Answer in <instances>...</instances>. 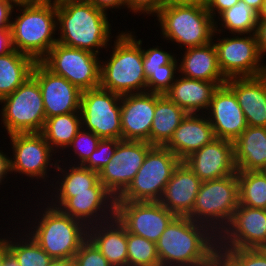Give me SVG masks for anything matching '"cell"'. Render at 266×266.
Returning <instances> with one entry per match:
<instances>
[{"instance_id":"cell-25","label":"cell","mask_w":266,"mask_h":266,"mask_svg":"<svg viewBox=\"0 0 266 266\" xmlns=\"http://www.w3.org/2000/svg\"><path fill=\"white\" fill-rule=\"evenodd\" d=\"M88 239L112 266H128L127 230L116 216L89 226Z\"/></svg>"},{"instance_id":"cell-6","label":"cell","mask_w":266,"mask_h":266,"mask_svg":"<svg viewBox=\"0 0 266 266\" xmlns=\"http://www.w3.org/2000/svg\"><path fill=\"white\" fill-rule=\"evenodd\" d=\"M164 40L187 49L212 42L215 21L206 7L165 4L155 16Z\"/></svg>"},{"instance_id":"cell-48","label":"cell","mask_w":266,"mask_h":266,"mask_svg":"<svg viewBox=\"0 0 266 266\" xmlns=\"http://www.w3.org/2000/svg\"><path fill=\"white\" fill-rule=\"evenodd\" d=\"M8 174H12V172H11V155L9 157L5 151L0 149V185H3L7 182ZM5 179H6V182H4Z\"/></svg>"},{"instance_id":"cell-29","label":"cell","mask_w":266,"mask_h":266,"mask_svg":"<svg viewBox=\"0 0 266 266\" xmlns=\"http://www.w3.org/2000/svg\"><path fill=\"white\" fill-rule=\"evenodd\" d=\"M187 113L165 95L156 93L154 118L150 131V144L165 146L172 138Z\"/></svg>"},{"instance_id":"cell-41","label":"cell","mask_w":266,"mask_h":266,"mask_svg":"<svg viewBox=\"0 0 266 266\" xmlns=\"http://www.w3.org/2000/svg\"><path fill=\"white\" fill-rule=\"evenodd\" d=\"M120 141L121 140L118 139H101L97 149L94 150L83 166L99 173V171L111 160Z\"/></svg>"},{"instance_id":"cell-40","label":"cell","mask_w":266,"mask_h":266,"mask_svg":"<svg viewBox=\"0 0 266 266\" xmlns=\"http://www.w3.org/2000/svg\"><path fill=\"white\" fill-rule=\"evenodd\" d=\"M156 46L150 47L149 49H144V46L142 47L143 66L146 79L155 71L166 70V65L176 57L174 52L171 51L170 53L162 49L163 47Z\"/></svg>"},{"instance_id":"cell-2","label":"cell","mask_w":266,"mask_h":266,"mask_svg":"<svg viewBox=\"0 0 266 266\" xmlns=\"http://www.w3.org/2000/svg\"><path fill=\"white\" fill-rule=\"evenodd\" d=\"M160 266H196L218 252V236L206 225L176 216L156 242Z\"/></svg>"},{"instance_id":"cell-26","label":"cell","mask_w":266,"mask_h":266,"mask_svg":"<svg viewBox=\"0 0 266 266\" xmlns=\"http://www.w3.org/2000/svg\"><path fill=\"white\" fill-rule=\"evenodd\" d=\"M219 86L217 82L196 80L179 74L164 95L186 113L205 114Z\"/></svg>"},{"instance_id":"cell-50","label":"cell","mask_w":266,"mask_h":266,"mask_svg":"<svg viewBox=\"0 0 266 266\" xmlns=\"http://www.w3.org/2000/svg\"><path fill=\"white\" fill-rule=\"evenodd\" d=\"M166 4L206 7L209 0H165Z\"/></svg>"},{"instance_id":"cell-52","label":"cell","mask_w":266,"mask_h":266,"mask_svg":"<svg viewBox=\"0 0 266 266\" xmlns=\"http://www.w3.org/2000/svg\"><path fill=\"white\" fill-rule=\"evenodd\" d=\"M215 266H234L220 251L215 254Z\"/></svg>"},{"instance_id":"cell-23","label":"cell","mask_w":266,"mask_h":266,"mask_svg":"<svg viewBox=\"0 0 266 266\" xmlns=\"http://www.w3.org/2000/svg\"><path fill=\"white\" fill-rule=\"evenodd\" d=\"M201 183L188 165L181 161L167 182L159 202L176 216L187 217L192 212Z\"/></svg>"},{"instance_id":"cell-33","label":"cell","mask_w":266,"mask_h":266,"mask_svg":"<svg viewBox=\"0 0 266 266\" xmlns=\"http://www.w3.org/2000/svg\"><path fill=\"white\" fill-rule=\"evenodd\" d=\"M22 230L23 232H21ZM21 231L20 233L17 232V236L11 232L8 234L9 237L1 236L0 233V238L6 243L9 252L16 259L19 266H48L52 258L45 253L25 229H21ZM11 234L12 237H10Z\"/></svg>"},{"instance_id":"cell-39","label":"cell","mask_w":266,"mask_h":266,"mask_svg":"<svg viewBox=\"0 0 266 266\" xmlns=\"http://www.w3.org/2000/svg\"><path fill=\"white\" fill-rule=\"evenodd\" d=\"M234 266H266V252L261 249H218Z\"/></svg>"},{"instance_id":"cell-37","label":"cell","mask_w":266,"mask_h":266,"mask_svg":"<svg viewBox=\"0 0 266 266\" xmlns=\"http://www.w3.org/2000/svg\"><path fill=\"white\" fill-rule=\"evenodd\" d=\"M100 141L101 138L95 135L93 132L81 128L78 131L77 135L73 138L71 143L68 145V147L65 149H69L66 152H70L72 150L71 153L68 154L69 157L71 156L70 154L75 157H73L72 160L69 159V162L67 158H65V160L64 158H61L59 159V162L66 163L67 161V163L71 164V162L73 161L75 165H83L88 160L90 155L94 152V150L97 149Z\"/></svg>"},{"instance_id":"cell-35","label":"cell","mask_w":266,"mask_h":266,"mask_svg":"<svg viewBox=\"0 0 266 266\" xmlns=\"http://www.w3.org/2000/svg\"><path fill=\"white\" fill-rule=\"evenodd\" d=\"M239 204L266 209V175L262 171H237Z\"/></svg>"},{"instance_id":"cell-24","label":"cell","mask_w":266,"mask_h":266,"mask_svg":"<svg viewBox=\"0 0 266 266\" xmlns=\"http://www.w3.org/2000/svg\"><path fill=\"white\" fill-rule=\"evenodd\" d=\"M213 139L215 135L206 114L187 113L165 147L183 161Z\"/></svg>"},{"instance_id":"cell-16","label":"cell","mask_w":266,"mask_h":266,"mask_svg":"<svg viewBox=\"0 0 266 266\" xmlns=\"http://www.w3.org/2000/svg\"><path fill=\"white\" fill-rule=\"evenodd\" d=\"M115 216L132 233L156 243L176 217L160 202L116 201Z\"/></svg>"},{"instance_id":"cell-19","label":"cell","mask_w":266,"mask_h":266,"mask_svg":"<svg viewBox=\"0 0 266 266\" xmlns=\"http://www.w3.org/2000/svg\"><path fill=\"white\" fill-rule=\"evenodd\" d=\"M202 181H210L237 173L234 161V144L215 138L183 160Z\"/></svg>"},{"instance_id":"cell-44","label":"cell","mask_w":266,"mask_h":266,"mask_svg":"<svg viewBox=\"0 0 266 266\" xmlns=\"http://www.w3.org/2000/svg\"><path fill=\"white\" fill-rule=\"evenodd\" d=\"M238 2L239 0H209L206 9L215 20L223 11L231 8Z\"/></svg>"},{"instance_id":"cell-43","label":"cell","mask_w":266,"mask_h":266,"mask_svg":"<svg viewBox=\"0 0 266 266\" xmlns=\"http://www.w3.org/2000/svg\"><path fill=\"white\" fill-rule=\"evenodd\" d=\"M165 4V0H126V10L132 14L156 16Z\"/></svg>"},{"instance_id":"cell-5","label":"cell","mask_w":266,"mask_h":266,"mask_svg":"<svg viewBox=\"0 0 266 266\" xmlns=\"http://www.w3.org/2000/svg\"><path fill=\"white\" fill-rule=\"evenodd\" d=\"M43 205L41 211L33 210L34 220H25V230L52 259L73 258L88 239V227L48 201Z\"/></svg>"},{"instance_id":"cell-59","label":"cell","mask_w":266,"mask_h":266,"mask_svg":"<svg viewBox=\"0 0 266 266\" xmlns=\"http://www.w3.org/2000/svg\"><path fill=\"white\" fill-rule=\"evenodd\" d=\"M261 171L266 175V165Z\"/></svg>"},{"instance_id":"cell-18","label":"cell","mask_w":266,"mask_h":266,"mask_svg":"<svg viewBox=\"0 0 266 266\" xmlns=\"http://www.w3.org/2000/svg\"><path fill=\"white\" fill-rule=\"evenodd\" d=\"M40 86L46 118L80 112L81 94L76 86L62 76L35 62L31 74Z\"/></svg>"},{"instance_id":"cell-30","label":"cell","mask_w":266,"mask_h":266,"mask_svg":"<svg viewBox=\"0 0 266 266\" xmlns=\"http://www.w3.org/2000/svg\"><path fill=\"white\" fill-rule=\"evenodd\" d=\"M59 164L60 162L58 161L57 168L55 169L57 176L48 181L52 183L50 184L52 189L50 186L48 187L50 189L48 191L51 193L91 192V188L99 181L98 172L87 169L83 165H75L73 162L71 163L72 165L70 163H62V166ZM51 180H54L55 183Z\"/></svg>"},{"instance_id":"cell-45","label":"cell","mask_w":266,"mask_h":266,"mask_svg":"<svg viewBox=\"0 0 266 266\" xmlns=\"http://www.w3.org/2000/svg\"><path fill=\"white\" fill-rule=\"evenodd\" d=\"M15 3L11 0H0V28H10ZM12 16V17H11Z\"/></svg>"},{"instance_id":"cell-51","label":"cell","mask_w":266,"mask_h":266,"mask_svg":"<svg viewBox=\"0 0 266 266\" xmlns=\"http://www.w3.org/2000/svg\"><path fill=\"white\" fill-rule=\"evenodd\" d=\"M48 266H76L74 258L52 259Z\"/></svg>"},{"instance_id":"cell-47","label":"cell","mask_w":266,"mask_h":266,"mask_svg":"<svg viewBox=\"0 0 266 266\" xmlns=\"http://www.w3.org/2000/svg\"><path fill=\"white\" fill-rule=\"evenodd\" d=\"M92 3L97 9L107 13L108 10L126 9V0H87Z\"/></svg>"},{"instance_id":"cell-34","label":"cell","mask_w":266,"mask_h":266,"mask_svg":"<svg viewBox=\"0 0 266 266\" xmlns=\"http://www.w3.org/2000/svg\"><path fill=\"white\" fill-rule=\"evenodd\" d=\"M217 18L214 20L215 32L219 33L229 30L230 34H253L258 24V13L243 0L223 11Z\"/></svg>"},{"instance_id":"cell-8","label":"cell","mask_w":266,"mask_h":266,"mask_svg":"<svg viewBox=\"0 0 266 266\" xmlns=\"http://www.w3.org/2000/svg\"><path fill=\"white\" fill-rule=\"evenodd\" d=\"M0 105V120L7 135L42 132L46 120L43 98L38 81L32 75L12 94L2 98Z\"/></svg>"},{"instance_id":"cell-38","label":"cell","mask_w":266,"mask_h":266,"mask_svg":"<svg viewBox=\"0 0 266 266\" xmlns=\"http://www.w3.org/2000/svg\"><path fill=\"white\" fill-rule=\"evenodd\" d=\"M179 74L177 56L166 65V70H158L147 79L146 91L164 95L172 86Z\"/></svg>"},{"instance_id":"cell-53","label":"cell","mask_w":266,"mask_h":266,"mask_svg":"<svg viewBox=\"0 0 266 266\" xmlns=\"http://www.w3.org/2000/svg\"><path fill=\"white\" fill-rule=\"evenodd\" d=\"M9 249L6 243L0 238V266H3L5 257L9 254Z\"/></svg>"},{"instance_id":"cell-4","label":"cell","mask_w":266,"mask_h":266,"mask_svg":"<svg viewBox=\"0 0 266 266\" xmlns=\"http://www.w3.org/2000/svg\"><path fill=\"white\" fill-rule=\"evenodd\" d=\"M14 9L18 16L10 24L13 48L40 62L58 42L56 1L16 4Z\"/></svg>"},{"instance_id":"cell-27","label":"cell","mask_w":266,"mask_h":266,"mask_svg":"<svg viewBox=\"0 0 266 266\" xmlns=\"http://www.w3.org/2000/svg\"><path fill=\"white\" fill-rule=\"evenodd\" d=\"M178 57L179 74L181 76L207 82H217L224 85L227 79L223 76L217 58V51L213 41L197 47L184 49Z\"/></svg>"},{"instance_id":"cell-3","label":"cell","mask_w":266,"mask_h":266,"mask_svg":"<svg viewBox=\"0 0 266 266\" xmlns=\"http://www.w3.org/2000/svg\"><path fill=\"white\" fill-rule=\"evenodd\" d=\"M126 31L118 32L114 44L108 46L112 49L108 54L110 58L102 57L100 60L99 87L121 96L146 92L147 85L143 66V39H136L135 31Z\"/></svg>"},{"instance_id":"cell-9","label":"cell","mask_w":266,"mask_h":266,"mask_svg":"<svg viewBox=\"0 0 266 266\" xmlns=\"http://www.w3.org/2000/svg\"><path fill=\"white\" fill-rule=\"evenodd\" d=\"M180 162L165 146H153L131 183L116 201L159 202L167 182Z\"/></svg>"},{"instance_id":"cell-11","label":"cell","mask_w":266,"mask_h":266,"mask_svg":"<svg viewBox=\"0 0 266 266\" xmlns=\"http://www.w3.org/2000/svg\"><path fill=\"white\" fill-rule=\"evenodd\" d=\"M99 56L57 42L40 62L83 92L100 86Z\"/></svg>"},{"instance_id":"cell-22","label":"cell","mask_w":266,"mask_h":266,"mask_svg":"<svg viewBox=\"0 0 266 266\" xmlns=\"http://www.w3.org/2000/svg\"><path fill=\"white\" fill-rule=\"evenodd\" d=\"M225 84L234 92L247 125L266 127V74L230 78Z\"/></svg>"},{"instance_id":"cell-14","label":"cell","mask_w":266,"mask_h":266,"mask_svg":"<svg viewBox=\"0 0 266 266\" xmlns=\"http://www.w3.org/2000/svg\"><path fill=\"white\" fill-rule=\"evenodd\" d=\"M80 115L82 128L101 139L122 140L121 95L100 87L83 91Z\"/></svg>"},{"instance_id":"cell-57","label":"cell","mask_w":266,"mask_h":266,"mask_svg":"<svg viewBox=\"0 0 266 266\" xmlns=\"http://www.w3.org/2000/svg\"><path fill=\"white\" fill-rule=\"evenodd\" d=\"M11 1H13L15 4H26V3H39L46 0H11Z\"/></svg>"},{"instance_id":"cell-46","label":"cell","mask_w":266,"mask_h":266,"mask_svg":"<svg viewBox=\"0 0 266 266\" xmlns=\"http://www.w3.org/2000/svg\"><path fill=\"white\" fill-rule=\"evenodd\" d=\"M255 36L257 39L258 51L260 55L264 57L266 55V18L258 19Z\"/></svg>"},{"instance_id":"cell-15","label":"cell","mask_w":266,"mask_h":266,"mask_svg":"<svg viewBox=\"0 0 266 266\" xmlns=\"http://www.w3.org/2000/svg\"><path fill=\"white\" fill-rule=\"evenodd\" d=\"M153 147L146 141L121 140L111 160L98 173L99 181L117 199L128 187Z\"/></svg>"},{"instance_id":"cell-20","label":"cell","mask_w":266,"mask_h":266,"mask_svg":"<svg viewBox=\"0 0 266 266\" xmlns=\"http://www.w3.org/2000/svg\"><path fill=\"white\" fill-rule=\"evenodd\" d=\"M205 114L215 138L234 142L248 127L234 92L226 84L215 90Z\"/></svg>"},{"instance_id":"cell-42","label":"cell","mask_w":266,"mask_h":266,"mask_svg":"<svg viewBox=\"0 0 266 266\" xmlns=\"http://www.w3.org/2000/svg\"><path fill=\"white\" fill-rule=\"evenodd\" d=\"M73 258L76 266H112L89 239L81 245Z\"/></svg>"},{"instance_id":"cell-55","label":"cell","mask_w":266,"mask_h":266,"mask_svg":"<svg viewBox=\"0 0 266 266\" xmlns=\"http://www.w3.org/2000/svg\"><path fill=\"white\" fill-rule=\"evenodd\" d=\"M3 266H19V264L16 261V259L13 257V255L11 253H9L5 257V262H4Z\"/></svg>"},{"instance_id":"cell-54","label":"cell","mask_w":266,"mask_h":266,"mask_svg":"<svg viewBox=\"0 0 266 266\" xmlns=\"http://www.w3.org/2000/svg\"><path fill=\"white\" fill-rule=\"evenodd\" d=\"M249 7H251L252 9H254V11H256L257 13H259V11L262 8L263 2L264 0H243Z\"/></svg>"},{"instance_id":"cell-56","label":"cell","mask_w":266,"mask_h":266,"mask_svg":"<svg viewBox=\"0 0 266 266\" xmlns=\"http://www.w3.org/2000/svg\"><path fill=\"white\" fill-rule=\"evenodd\" d=\"M266 18V0H264L261 10L258 13V19Z\"/></svg>"},{"instance_id":"cell-10","label":"cell","mask_w":266,"mask_h":266,"mask_svg":"<svg viewBox=\"0 0 266 266\" xmlns=\"http://www.w3.org/2000/svg\"><path fill=\"white\" fill-rule=\"evenodd\" d=\"M219 34L214 32L212 41L217 51L219 68L226 79L266 74L265 57L258 51L255 33L231 34L229 38L224 37L225 34L220 38Z\"/></svg>"},{"instance_id":"cell-1","label":"cell","mask_w":266,"mask_h":266,"mask_svg":"<svg viewBox=\"0 0 266 266\" xmlns=\"http://www.w3.org/2000/svg\"><path fill=\"white\" fill-rule=\"evenodd\" d=\"M56 5L58 43L97 55L109 49L113 36L108 13L87 0H59Z\"/></svg>"},{"instance_id":"cell-49","label":"cell","mask_w":266,"mask_h":266,"mask_svg":"<svg viewBox=\"0 0 266 266\" xmlns=\"http://www.w3.org/2000/svg\"><path fill=\"white\" fill-rule=\"evenodd\" d=\"M14 50L10 28H0V55L8 54Z\"/></svg>"},{"instance_id":"cell-17","label":"cell","mask_w":266,"mask_h":266,"mask_svg":"<svg viewBox=\"0 0 266 266\" xmlns=\"http://www.w3.org/2000/svg\"><path fill=\"white\" fill-rule=\"evenodd\" d=\"M266 245V209L238 205L218 236V249H261Z\"/></svg>"},{"instance_id":"cell-7","label":"cell","mask_w":266,"mask_h":266,"mask_svg":"<svg viewBox=\"0 0 266 266\" xmlns=\"http://www.w3.org/2000/svg\"><path fill=\"white\" fill-rule=\"evenodd\" d=\"M239 205L237 173L204 181L195 198L191 220L209 227L217 236L228 226Z\"/></svg>"},{"instance_id":"cell-32","label":"cell","mask_w":266,"mask_h":266,"mask_svg":"<svg viewBox=\"0 0 266 266\" xmlns=\"http://www.w3.org/2000/svg\"><path fill=\"white\" fill-rule=\"evenodd\" d=\"M81 128L80 112H73L46 118L41 134L56 153L64 154Z\"/></svg>"},{"instance_id":"cell-13","label":"cell","mask_w":266,"mask_h":266,"mask_svg":"<svg viewBox=\"0 0 266 266\" xmlns=\"http://www.w3.org/2000/svg\"><path fill=\"white\" fill-rule=\"evenodd\" d=\"M12 145L11 172L25 175L29 180H40L48 183L52 169L57 168L56 152L47 143L41 133H14L9 136ZM54 153V154H53ZM52 158V159H51ZM55 159V160H54ZM53 160V162H52ZM53 167V168H52ZM51 169V171H50Z\"/></svg>"},{"instance_id":"cell-58","label":"cell","mask_w":266,"mask_h":266,"mask_svg":"<svg viewBox=\"0 0 266 266\" xmlns=\"http://www.w3.org/2000/svg\"><path fill=\"white\" fill-rule=\"evenodd\" d=\"M196 266H215V255L211 259L207 260L206 262L200 265H196Z\"/></svg>"},{"instance_id":"cell-36","label":"cell","mask_w":266,"mask_h":266,"mask_svg":"<svg viewBox=\"0 0 266 266\" xmlns=\"http://www.w3.org/2000/svg\"><path fill=\"white\" fill-rule=\"evenodd\" d=\"M128 266H160L156 243L127 232Z\"/></svg>"},{"instance_id":"cell-12","label":"cell","mask_w":266,"mask_h":266,"mask_svg":"<svg viewBox=\"0 0 266 266\" xmlns=\"http://www.w3.org/2000/svg\"><path fill=\"white\" fill-rule=\"evenodd\" d=\"M44 193L46 195L44 194L43 198L47 197L50 205L81 221L87 227L115 217L116 198L100 181L91 188V192L51 193L52 195L48 191Z\"/></svg>"},{"instance_id":"cell-28","label":"cell","mask_w":266,"mask_h":266,"mask_svg":"<svg viewBox=\"0 0 266 266\" xmlns=\"http://www.w3.org/2000/svg\"><path fill=\"white\" fill-rule=\"evenodd\" d=\"M237 171H261L266 165V127L248 126L233 142Z\"/></svg>"},{"instance_id":"cell-31","label":"cell","mask_w":266,"mask_h":266,"mask_svg":"<svg viewBox=\"0 0 266 266\" xmlns=\"http://www.w3.org/2000/svg\"><path fill=\"white\" fill-rule=\"evenodd\" d=\"M35 61L17 50L0 55V100L12 94L32 74Z\"/></svg>"},{"instance_id":"cell-21","label":"cell","mask_w":266,"mask_h":266,"mask_svg":"<svg viewBox=\"0 0 266 266\" xmlns=\"http://www.w3.org/2000/svg\"><path fill=\"white\" fill-rule=\"evenodd\" d=\"M156 93L141 92L121 96L122 140L146 141L154 118Z\"/></svg>"}]
</instances>
